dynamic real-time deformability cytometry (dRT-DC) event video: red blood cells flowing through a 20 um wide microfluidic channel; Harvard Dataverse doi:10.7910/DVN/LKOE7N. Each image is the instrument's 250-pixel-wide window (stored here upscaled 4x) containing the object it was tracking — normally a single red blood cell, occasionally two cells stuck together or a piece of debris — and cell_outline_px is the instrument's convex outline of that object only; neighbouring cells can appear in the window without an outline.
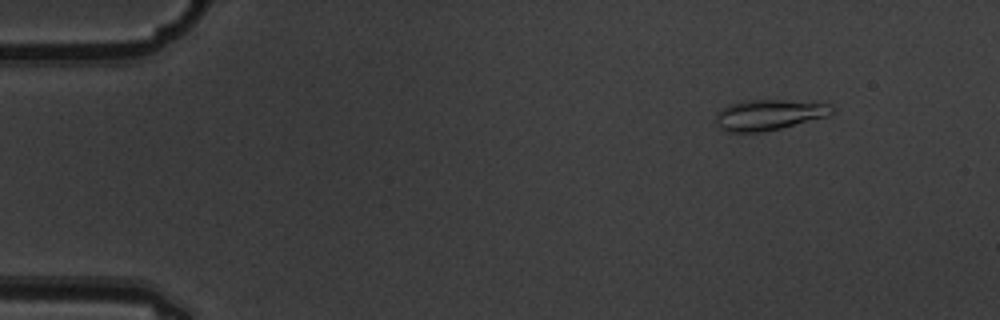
{"species": "common noctule bat (a hibernating species)", "species_latin": "Nyctalus noctula", "temperature_condition": "warm", "stored_images_in_passage": 4, "camera_frame_rate_fps": 3000, "um_per_image_px": 0.085, "animal": {"sex": "male", "body_mass_g": 19.5, "forearm_length_mm": 54.6}, "frame": {"image": 1, "passage_image": 2, "time_ms": 0.333, "image_size_px": [1000, 320], "cell_outline_px": [[836, 108], [828, 116], [780, 128], [760, 132], [728, 132], [720, 128], [716, 124], [716, 116], [724, 108], [732, 104], [744, 100], [788, 100], [832, 104]], "centroid_in_image_um": [65.4, 9.75], "position_along_channel_um": 19.6, "area_um2": 20.52}}